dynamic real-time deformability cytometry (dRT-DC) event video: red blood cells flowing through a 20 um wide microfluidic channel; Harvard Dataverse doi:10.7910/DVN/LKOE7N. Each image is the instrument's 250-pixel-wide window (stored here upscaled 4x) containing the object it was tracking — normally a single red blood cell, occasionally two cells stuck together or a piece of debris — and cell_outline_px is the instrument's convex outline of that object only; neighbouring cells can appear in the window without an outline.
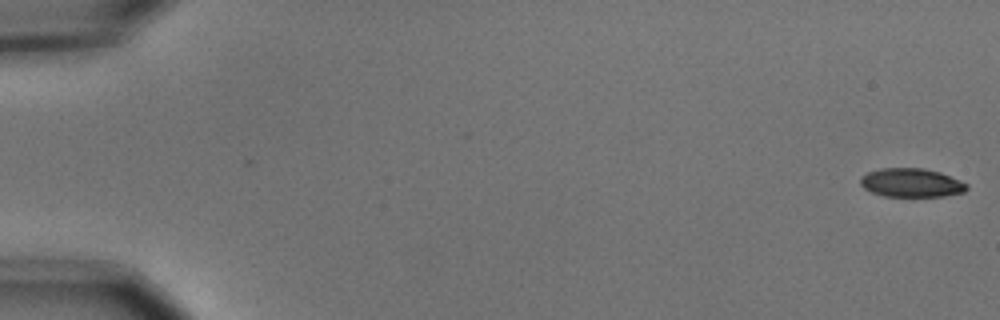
{"species": "common noctule bat (a hibernating species)", "species_latin": "Nyctalus noctula", "temperature_condition": "cold", "stored_images_in_passage": 6, "camera_frame_rate_fps": 3000, "um_per_image_px": 0.085, "animal": {"sex": "male", "body_mass_g": 15.6}, "frame": {"image": 1, "passage_image": 1, "time_ms": 0.0, "image_size_px": [1000, 320], "cell_outline_px": [[968, 188], [964, 192], [944, 196], [884, 196], [872, 192], [864, 188], [860, 184], [860, 176], [868, 172], [880, 168], [924, 168], [940, 172], [960, 180], [968, 184]], "centroid_in_image_um": [77.46, 15.53], "position_along_channel_um": 7.5, "area_um2": 17.86}}
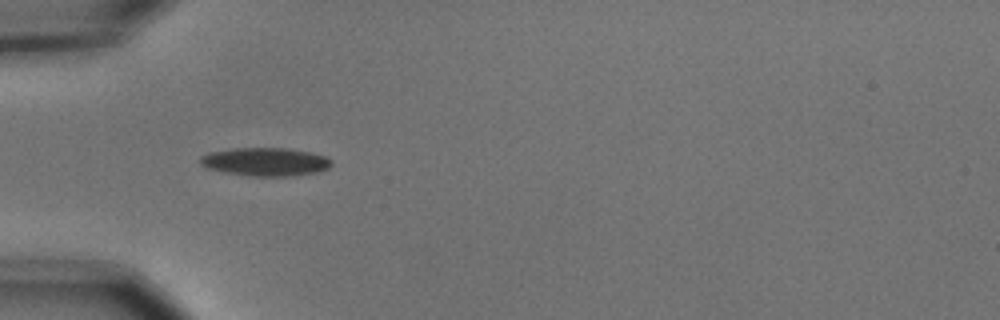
{"frame": {"image": 2, "passage_image": 5, "time_ms": 1.333, "image_size_px": [1000, 320], "cell_outline_px": [[332, 164], [328, 168], [320, 172], [296, 176], [252, 176], [224, 172], [208, 168], [200, 164], [200, 156], [208, 152], [232, 148], [284, 148], [312, 152], [324, 156], [332, 160]], "centroid_in_image_um": [22.57, 13.75], "position_along_channel_um": 62.4, "area_um2": 21.85}}
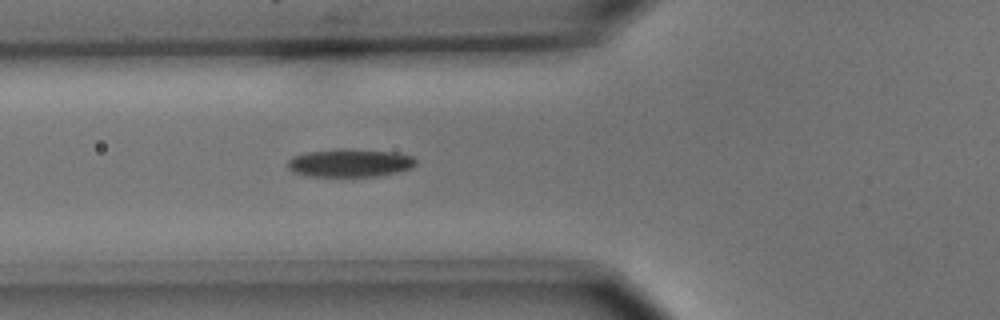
{"frame": {"image": 3, "passage_image": 6, "time_ms": 1.667, "image_size_px": [1000, 320], "cell_outline_px": [[416, 164], [412, 168], [396, 172], [376, 176], [308, 176], [292, 172], [288, 168], [288, 160], [292, 156], [308, 152], [340, 148], [344, 148], [396, 152], [412, 156], [416, 160]], "centroid_in_image_um": [29.73, 13.84], "position_along_channel_um": 96.1, "area_um2": 21.04}}